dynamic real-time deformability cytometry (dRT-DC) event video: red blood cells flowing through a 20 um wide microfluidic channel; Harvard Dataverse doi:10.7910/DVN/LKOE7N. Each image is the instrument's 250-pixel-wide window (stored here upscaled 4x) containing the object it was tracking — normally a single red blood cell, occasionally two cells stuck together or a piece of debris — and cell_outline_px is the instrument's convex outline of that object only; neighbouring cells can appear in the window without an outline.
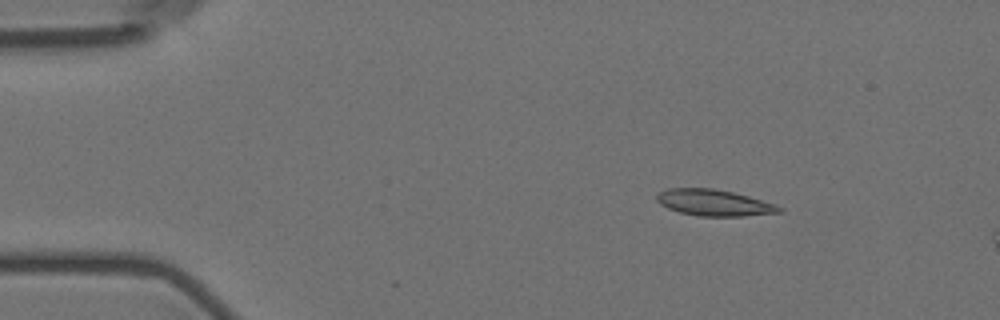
{"species": "Egyptian fruit bat (a non-hibernating species)", "species_latin": "Rousettus aegyptiacus", "temperature_condition": "room temperature", "stored_images_in_passage": 4, "camera_frame_rate_fps": 3000, "um_per_image_px": 0.085, "animal": {"sex": "female"}, "frame": {"image": 1, "passage_image": 2, "time_ms": 1.333, "image_size_px": [1000, 320], "cell_outline_px": [[784, 212], [744, 216], [700, 216], [680, 212], [668, 208], [660, 204], [656, 200], [656, 192], [668, 188], [712, 188], [732, 192], [748, 196], [776, 204], [784, 208]], "centroid_in_image_um": [60.7, 17.23], "position_along_channel_um": 24.3, "area_um2": 18.9}}